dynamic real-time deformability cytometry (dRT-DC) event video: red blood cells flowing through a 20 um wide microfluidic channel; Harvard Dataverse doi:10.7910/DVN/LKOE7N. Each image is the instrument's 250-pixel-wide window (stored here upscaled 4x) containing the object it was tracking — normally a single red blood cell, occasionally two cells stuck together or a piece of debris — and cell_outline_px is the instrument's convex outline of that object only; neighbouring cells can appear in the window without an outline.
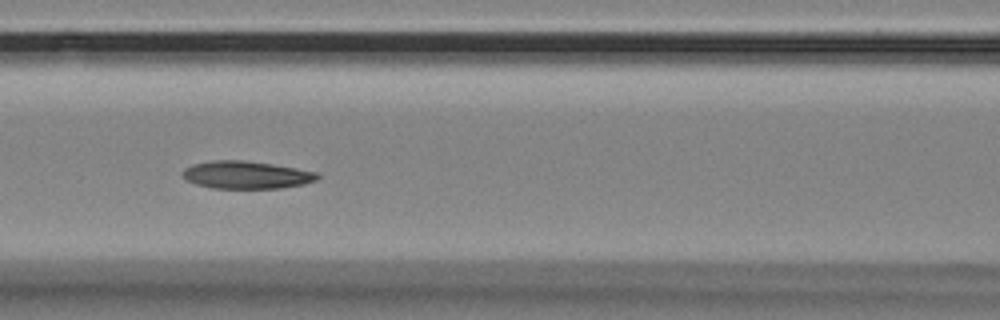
{"species": "Egyptian fruit bat (a non-hibernating species)", "species_latin": "Rousettus aegyptiacus", "temperature_condition": "room temperature", "stored_images_in_passage": 17, "camera_frame_rate_fps": 3000, "um_per_image_px": 0.085, "animal": {"sex": "female"}, "frame": {"image": 1, "passage_image": 8, "time_ms": 2.333, "image_size_px": [1000, 320], "cell_outline_px": [[320, 176], [316, 180], [304, 184], [280, 188], [212, 188], [196, 184], [188, 180], [184, 176], [184, 168], [192, 164], [212, 160], [244, 160], [272, 164], [316, 172]], "centroid_in_image_um": [20.94, 14.86], "position_along_channel_um": 145.7, "area_um2": 21.5}}
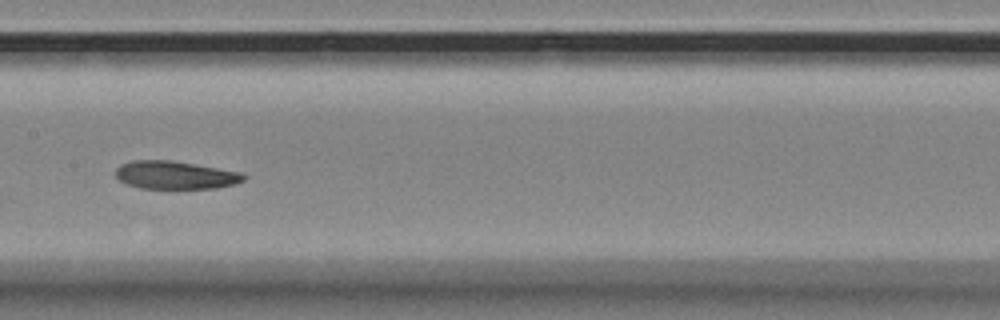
{"frame": {"image": 2, "passage_image": 12, "time_ms": 3.667, "image_size_px": [1000, 320], "cell_outline_px": [[248, 176], [244, 180], [236, 184], [216, 188], [140, 188], [128, 184], [120, 180], [116, 176], [116, 168], [120, 164], [132, 160], [172, 160], [240, 172]], "centroid_in_image_um": [14.91, 14.87], "position_along_channel_um": 192.5, "area_um2": 20.87}}
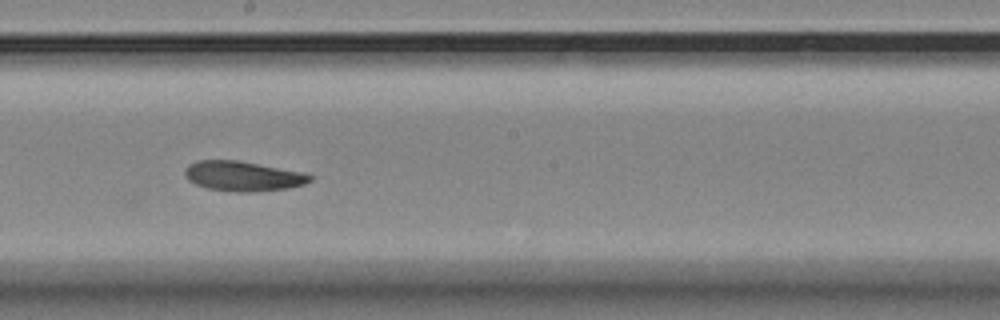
{"frame": {"image": 3, "passage_image": 15, "time_ms": 4.667, "image_size_px": [1000, 320], "cell_outline_px": [[312, 180], [304, 184], [288, 188], [256, 192], [236, 192], [208, 188], [196, 184], [188, 180], [184, 176], [184, 172], [188, 164], [196, 160], [240, 160], [300, 172], [312, 176]], "centroid_in_image_um": [20.61, 14.97], "position_along_channel_um": 227.6, "area_um2": 21.79}}